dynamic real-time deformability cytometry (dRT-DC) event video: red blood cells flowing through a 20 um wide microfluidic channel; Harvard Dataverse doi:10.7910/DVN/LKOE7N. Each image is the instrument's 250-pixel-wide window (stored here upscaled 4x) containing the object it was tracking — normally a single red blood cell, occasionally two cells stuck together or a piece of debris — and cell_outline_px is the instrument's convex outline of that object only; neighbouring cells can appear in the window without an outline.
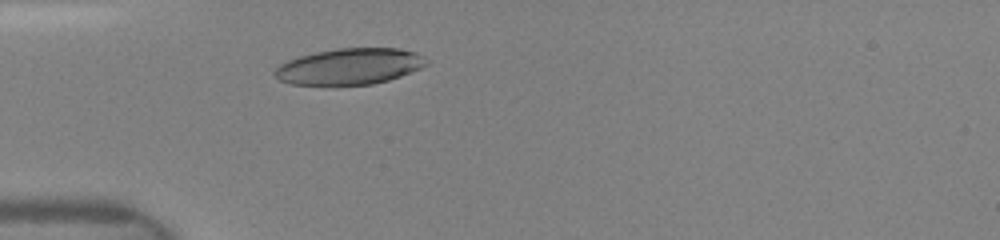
{"species": "human", "species_latin": "Homo sapiens", "temperature_condition": "room temperature", "stored_images_in_passage": 3, "camera_frame_rate_fps": 3000, "um_per_image_px": 0.085, "donor": {"sex": "female"}, "frame": {"image": 1, "passage_image": 3, "time_ms": 2.333, "image_size_px": [1000, 240], "cell_outline_px": [[428, 64], [420, 68], [400, 76], [388, 80], [372, 84], [292, 84], [280, 80], [272, 72], [280, 64], [288, 60], [300, 56], [316, 52], [336, 48], [396, 48], [416, 52], [424, 56], [428, 60]], "centroid_in_image_um": [29.74, 5.63], "position_along_channel_um": 55.3, "area_um2": 31.67}}